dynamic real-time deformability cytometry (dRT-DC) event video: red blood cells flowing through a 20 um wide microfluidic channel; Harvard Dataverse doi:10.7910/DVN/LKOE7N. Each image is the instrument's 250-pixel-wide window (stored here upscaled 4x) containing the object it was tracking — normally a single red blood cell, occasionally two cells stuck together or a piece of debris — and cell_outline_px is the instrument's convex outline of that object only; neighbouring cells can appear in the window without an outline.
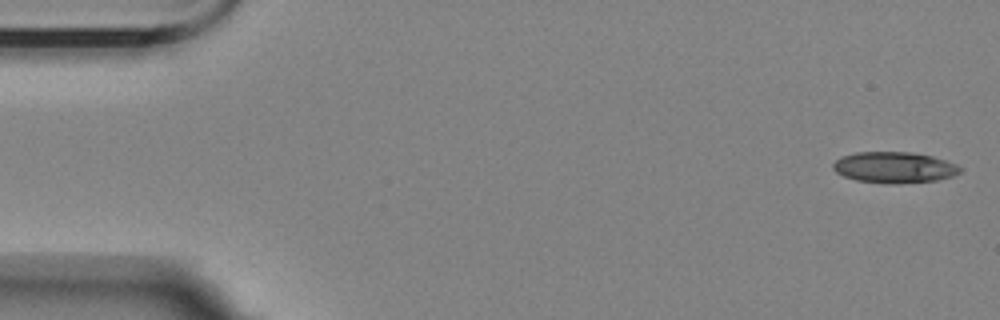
{"species": "Egyptian fruit bat (a non-hibernating species)", "species_latin": "Rousettus aegyptiacus", "temperature_condition": "room temperature", "stored_images_in_passage": 5, "camera_frame_rate_fps": 3000, "um_per_image_px": 0.085, "animal": {"sex": "female"}, "frame": {"image": 1, "passage_image": 1, "time_ms": 0.0, "image_size_px": [1000, 320], "cell_outline_px": [[964, 168], [960, 172], [952, 176], [936, 180], [900, 184], [888, 184], [856, 180], [844, 176], [836, 172], [832, 168], [832, 164], [840, 156], [856, 152], [912, 152], [932, 156], [956, 164]], "centroid_in_image_um": [76.0, 14.23], "position_along_channel_um": 9.0, "area_um2": 23.18}}
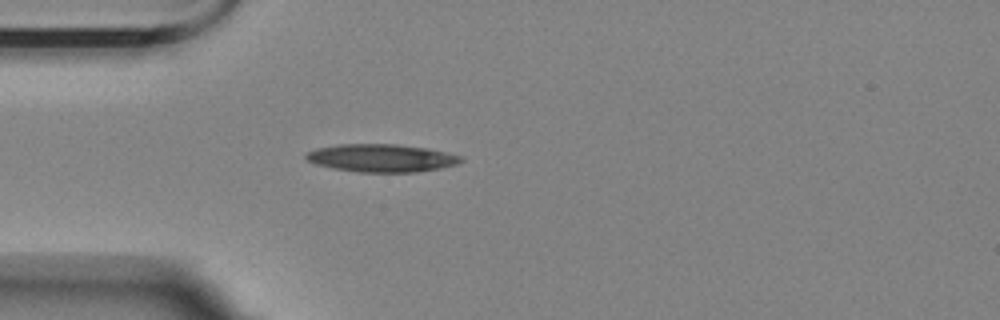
{"frame": {"image": 2, "passage_image": 5, "time_ms": 4.667, "image_size_px": [1000, 320], "cell_outline_px": [[464, 160], [456, 164], [440, 168], [416, 172], [360, 172], [332, 168], [316, 164], [308, 160], [304, 156], [308, 152], [316, 148], [340, 144], [396, 144], [428, 148], [464, 156]], "centroid_in_image_um": [32.45, 13.43], "position_along_channel_um": 52.5, "area_um2": 25.14}}